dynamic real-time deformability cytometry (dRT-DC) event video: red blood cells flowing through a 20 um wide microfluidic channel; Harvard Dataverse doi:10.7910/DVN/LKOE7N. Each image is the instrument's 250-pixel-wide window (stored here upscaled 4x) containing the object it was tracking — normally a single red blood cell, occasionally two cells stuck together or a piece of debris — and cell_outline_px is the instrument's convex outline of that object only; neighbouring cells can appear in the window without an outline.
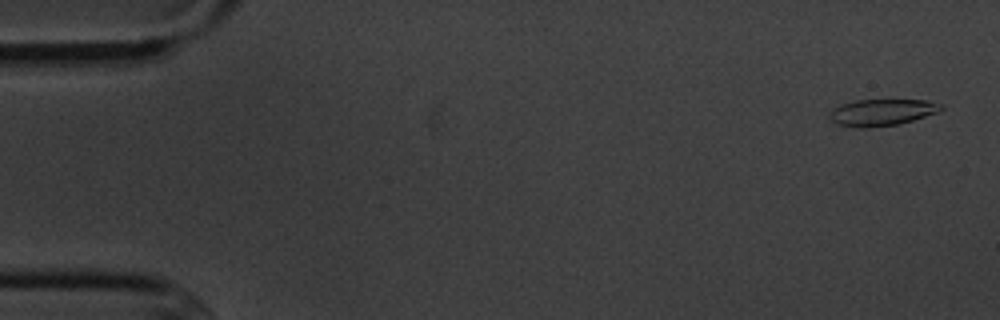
{"species": "common noctule bat (a hibernating species)", "species_latin": "Nyctalus noctula", "temperature_condition": "cold", "stored_images_in_passage": 5, "camera_frame_rate_fps": 3000, "um_per_image_px": 0.085, "animal": {"sex": "male", "body_mass_g": 20.1, "forearm_length_mm": 53.5}, "frame": {"image": 1, "passage_image": 1, "time_ms": 0.0, "image_size_px": [1000, 320], "cell_outline_px": [[944, 108], [940, 112], [912, 120], [896, 124], [868, 128], [864, 128], [836, 124], [828, 116], [832, 108], [840, 104], [856, 100], [924, 100], [944, 104]], "centroid_in_image_um": [74.97, 9.54], "position_along_channel_um": 10.0, "area_um2": 17.34}}